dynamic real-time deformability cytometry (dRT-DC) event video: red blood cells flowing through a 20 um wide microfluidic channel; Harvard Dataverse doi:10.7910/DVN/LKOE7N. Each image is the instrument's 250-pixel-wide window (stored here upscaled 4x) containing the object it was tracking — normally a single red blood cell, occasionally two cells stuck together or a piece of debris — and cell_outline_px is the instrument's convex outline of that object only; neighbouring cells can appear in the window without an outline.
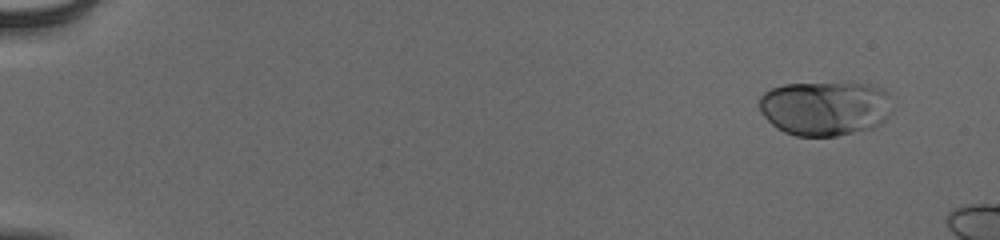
{"species": "human", "species_latin": "Homo sapiens", "temperature_condition": "cold", "stored_images_in_passage": 13, "camera_frame_rate_fps": 3000, "um_per_image_px": 0.085, "donor": {"sex": "male"}, "frame": {"image": 1, "passage_image": 1, "time_ms": 0.0, "image_size_px": [1000, 240], "cell_outline_px": [[888, 116], [880, 124], [872, 128], [836, 136], [796, 136], [784, 132], [776, 128], [764, 116], [760, 108], [760, 96], [764, 92], [772, 88], [784, 84], [868, 84], [880, 88], [888, 92]], "centroid_in_image_um": [70.09, 9.21], "position_along_channel_um": 14.9, "area_um2": 41.79}}